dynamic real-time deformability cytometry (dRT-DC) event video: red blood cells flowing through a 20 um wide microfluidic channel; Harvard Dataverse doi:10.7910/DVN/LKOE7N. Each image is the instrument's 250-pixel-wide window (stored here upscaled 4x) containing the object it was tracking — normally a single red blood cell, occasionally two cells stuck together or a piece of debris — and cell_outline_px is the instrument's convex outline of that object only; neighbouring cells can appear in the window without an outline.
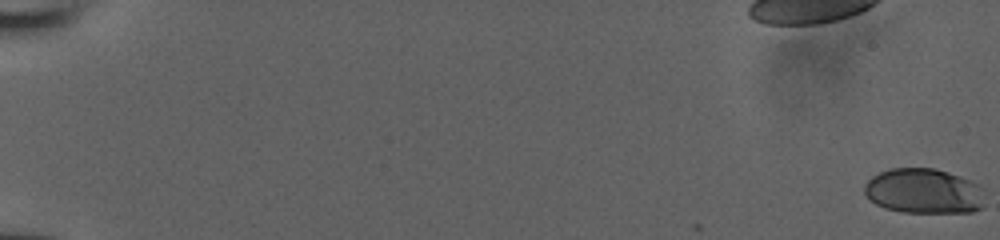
{"species": "human", "species_latin": "Homo sapiens", "temperature_condition": "room temperature", "stored_images_in_passage": 54, "camera_frame_rate_fps": 3000, "um_per_image_px": 0.085, "donor": {"sex": "male"}, "frame": {"image": 1, "passage_image": 1, "time_ms": 0.0, "image_size_px": [1000, 240], "cell_outline_px": [[980, 208], [972, 212], [904, 212], [884, 208], [876, 204], [864, 192], [864, 184], [872, 176], [880, 172], [892, 168], [932, 168], [948, 172], [960, 176], [980, 184]], "centroid_in_image_um": [78.47, 16.23], "position_along_channel_um": 6.5, "area_um2": 31.21}}
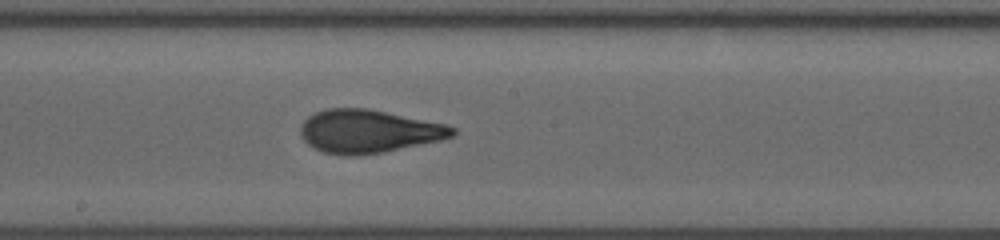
{"frame": {"image": 2, "passage_image": 33, "time_ms": 10.667, "image_size_px": [1000, 240], "cell_outline_px": [[456, 132], [452, 136], [440, 140], [384, 152], [356, 156], [340, 156], [324, 152], [308, 144], [300, 136], [300, 124], [308, 116], [316, 112], [328, 108], [364, 108], [444, 124], [456, 128]], "centroid_in_image_um": [31.27, 11.17], "position_along_channel_um": 216.9, "area_um2": 37.97}}
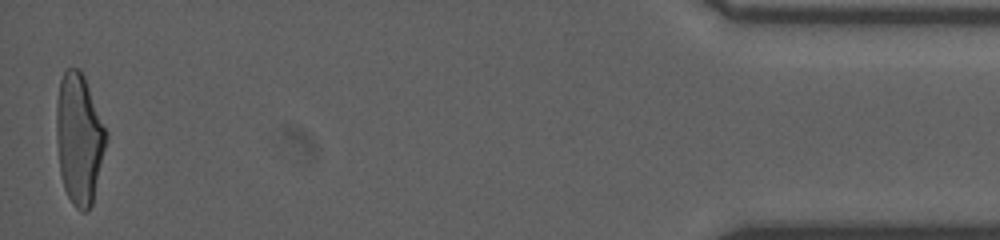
{"frame": {"image": 3, "passage_image": 54, "time_ms": 17.667, "image_size_px": [1000, 240], "cell_outline_px": [[108, 140], [92, 204], [88, 212], [80, 212], [72, 204], [64, 188], [60, 172], [56, 136], [56, 104], [60, 80], [64, 72], [68, 68], [80, 68], [84, 76], [108, 132]], "centroid_in_image_um": [6.74, 11.81], "position_along_channel_um": 428.5, "area_um2": 38.26}}